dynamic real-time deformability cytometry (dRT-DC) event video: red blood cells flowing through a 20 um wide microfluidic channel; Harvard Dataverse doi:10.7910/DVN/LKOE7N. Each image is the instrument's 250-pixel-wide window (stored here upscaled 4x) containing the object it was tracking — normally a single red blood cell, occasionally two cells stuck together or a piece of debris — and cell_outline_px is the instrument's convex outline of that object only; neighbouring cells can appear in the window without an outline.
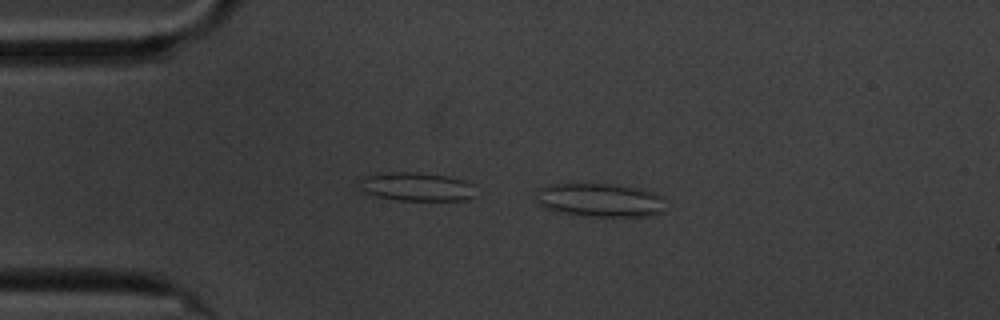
{"species": "common noctule bat (a hibernating species)", "species_latin": "Nyctalus noctula", "temperature_condition": "cold", "stored_images_in_passage": 12, "camera_frame_rate_fps": 3000, "um_per_image_px": 0.085, "animal": {"sex": "male", "body_mass_g": 20.1, "forearm_length_mm": 53.5}, "frame": {"image": 1, "passage_image": 2, "time_ms": 0.333, "image_size_px": [1000, 320], "cell_outline_px": [[664, 212], [652, 216], [588, 216], [564, 212], [544, 208], [536, 200], [540, 188], [544, 184], [612, 184], [644, 188], [664, 196]], "centroid_in_image_um": [51.08, 17.0], "position_along_channel_um": 33.9, "area_um2": 25.55}}
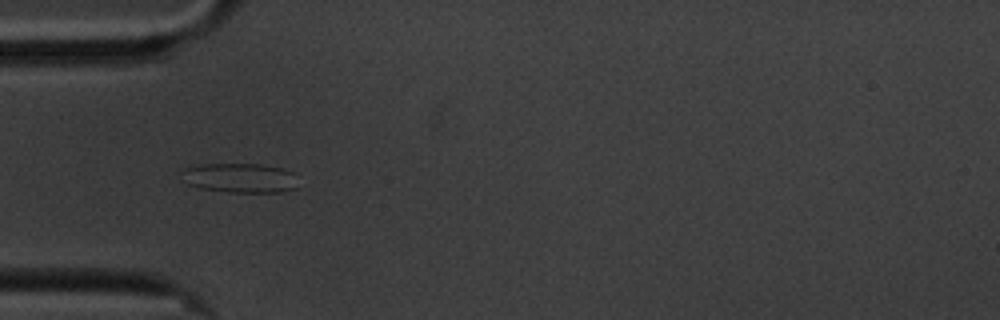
{"frame": {"image": 2, "passage_image": 8, "time_ms": 2.333, "image_size_px": [1000, 320], "cell_outline_px": [[296, 188], [280, 192], [228, 192], [200, 188], [188, 184], [180, 180], [184, 168], [200, 164], [260, 164], [284, 168], [292, 172]], "centroid_in_image_um": [20.34, 15.12], "position_along_channel_um": 64.7, "area_um2": 20.06}}
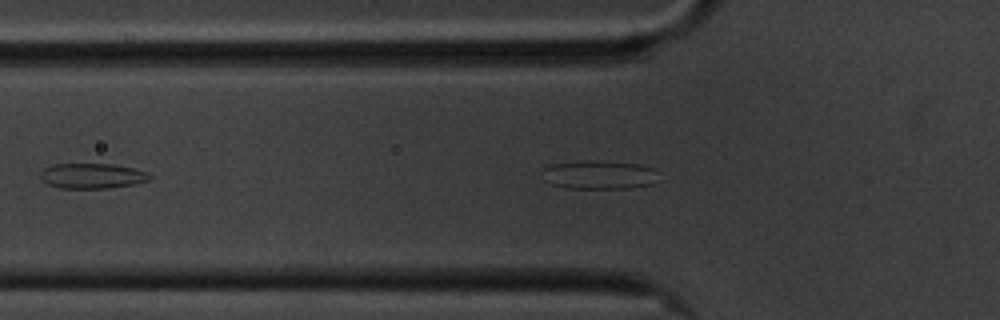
{"frame": {"image": 3, "passage_image": 9, "time_ms": 2.667, "image_size_px": [1000, 320], "cell_outline_px": [[152, 180], [136, 184], [108, 188], [60, 188], [48, 184], [40, 180], [40, 172], [44, 168], [52, 164], [112, 164], [132, 168], [148, 172], [152, 176]], "centroid_in_image_um": [7.84, 14.95], "position_along_channel_um": 118.0, "area_um2": 16.24}}